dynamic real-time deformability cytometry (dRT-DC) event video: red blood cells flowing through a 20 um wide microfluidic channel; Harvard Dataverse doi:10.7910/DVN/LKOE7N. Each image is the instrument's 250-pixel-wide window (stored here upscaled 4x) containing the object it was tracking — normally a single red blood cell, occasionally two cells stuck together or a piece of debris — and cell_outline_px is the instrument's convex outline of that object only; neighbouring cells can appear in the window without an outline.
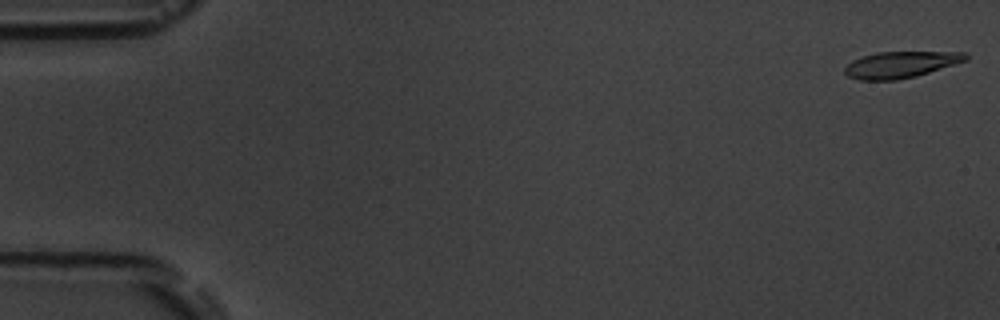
{"species": "common noctule bat (a hibernating species)", "species_latin": "Nyctalus noctula", "temperature_condition": "room temperature", "stored_images_in_passage": 6, "camera_frame_rate_fps": 3000, "um_per_image_px": 0.085, "animal": {"sex": "male", "body_mass_g": 19.5, "forearm_length_mm": 54.6}, "frame": {"image": 1, "passage_image": 1, "time_ms": 0.0, "image_size_px": [1000, 320], "cell_outline_px": [[968, 60], [916, 76], [896, 80], [860, 80], [848, 76], [844, 72], [844, 68], [852, 60], [876, 52], [968, 52]], "centroid_in_image_um": [76.57, 5.49], "position_along_channel_um": 8.4, "area_um2": 18.55}}
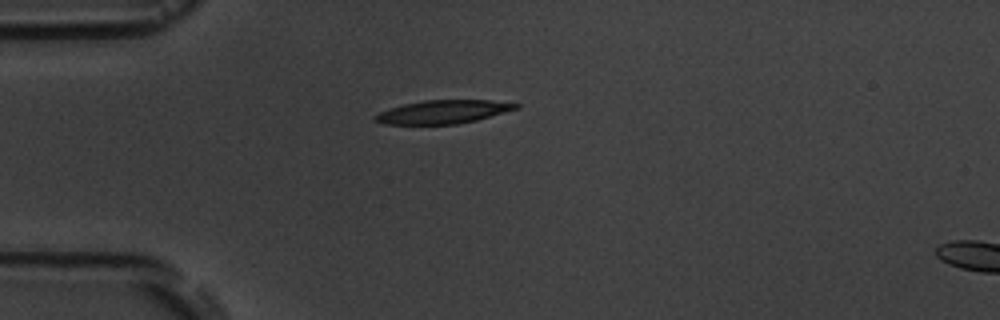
{"frame": {"image": 2, "passage_image": 5, "time_ms": 4.667, "image_size_px": [1000, 320], "cell_outline_px": [[520, 108], [476, 120], [456, 124], [384, 124], [372, 120], [372, 116], [388, 108], [404, 104], [424, 100], [492, 100], [520, 104]], "centroid_in_image_um": [37.64, 9.5], "position_along_channel_um": 47.4, "area_um2": 19.25}}